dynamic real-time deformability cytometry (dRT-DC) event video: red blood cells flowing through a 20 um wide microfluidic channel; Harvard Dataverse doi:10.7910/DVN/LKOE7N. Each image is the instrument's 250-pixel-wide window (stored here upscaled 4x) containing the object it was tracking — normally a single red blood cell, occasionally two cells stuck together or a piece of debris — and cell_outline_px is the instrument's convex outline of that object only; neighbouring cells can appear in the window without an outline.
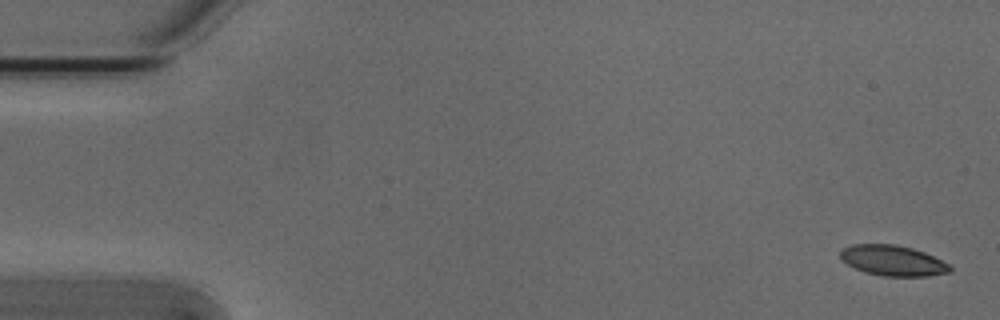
{"species": "Egyptian fruit bat (a non-hibernating species)", "species_latin": "Rousettus aegyptiacus", "temperature_condition": "cold", "stored_images_in_passage": 4, "camera_frame_rate_fps": 3000, "um_per_image_px": 0.085, "animal": {"sex": "male"}, "frame": {"image": 1, "passage_image": 1, "time_ms": 0.0, "image_size_px": [1000, 320], "cell_outline_px": [[952, 272], [928, 276], [884, 276], [864, 272], [840, 260], [840, 248], [852, 244], [896, 244], [912, 248], [924, 252], [948, 264], [952, 268]], "centroid_in_image_um": [75.86, 22.14], "position_along_channel_um": 9.1, "area_um2": 19.54}}
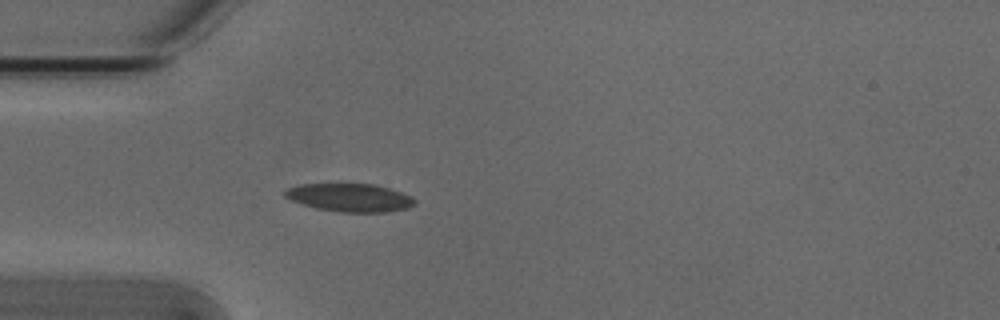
{"frame": {"image": 2, "passage_image": 4, "time_ms": 1.0, "image_size_px": [1000, 320], "cell_outline_px": [[416, 204], [408, 208], [388, 212], [340, 212], [316, 208], [300, 204], [284, 196], [284, 192], [288, 188], [300, 184], [376, 184], [412, 196], [416, 200]], "centroid_in_image_um": [29.75, 16.8], "position_along_channel_um": 55.2, "area_um2": 21.33}}